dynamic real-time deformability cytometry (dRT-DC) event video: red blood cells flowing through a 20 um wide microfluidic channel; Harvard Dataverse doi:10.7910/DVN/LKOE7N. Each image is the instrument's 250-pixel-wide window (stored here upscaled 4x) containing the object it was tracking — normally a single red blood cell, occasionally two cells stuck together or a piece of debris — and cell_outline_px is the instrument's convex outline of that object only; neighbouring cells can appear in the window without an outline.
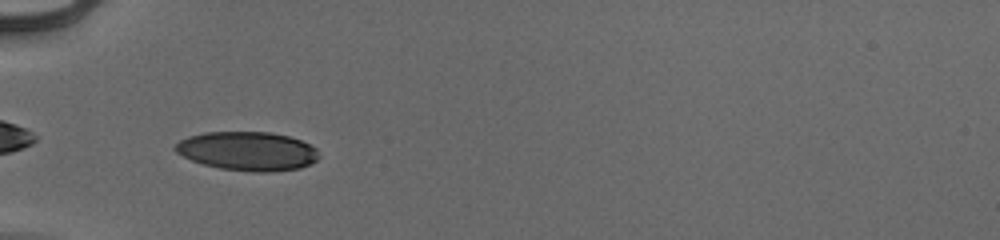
{"species": "human", "species_latin": "Homo sapiens", "temperature_condition": "cold", "stored_images_in_passage": 36, "camera_frame_rate_fps": 3000, "um_per_image_px": 0.085, "donor": {"sex": "male"}, "frame": {"image": 1, "passage_image": 2, "time_ms": 0.333, "image_size_px": [1000, 240], "cell_outline_px": [[320, 156], [316, 160], [300, 168], [272, 172], [256, 172], [220, 168], [204, 164], [192, 160], [176, 152], [172, 148], [180, 140], [188, 136], [204, 132], [268, 132], [288, 136], [300, 140], [316, 148]], "centroid_in_image_um": [21.03, 12.84], "position_along_channel_um": 64.0, "area_um2": 32.43}}
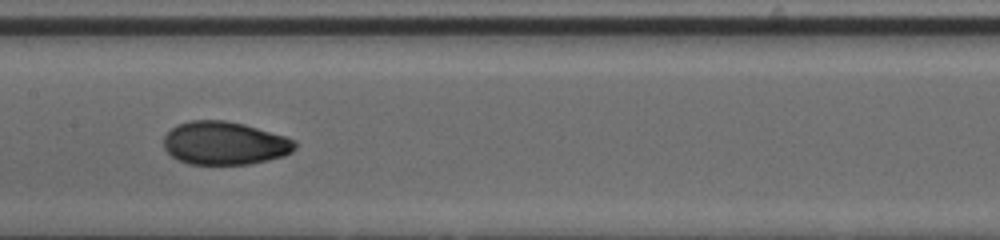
{"frame": {"image": 2, "passage_image": 12, "time_ms": 3.667, "image_size_px": [1000, 240], "cell_outline_px": [[296, 148], [292, 152], [284, 156], [268, 160], [248, 164], [188, 164], [172, 156], [164, 148], [164, 136], [176, 124], [192, 120], [224, 120], [244, 124], [284, 136], [296, 140]], "centroid_in_image_um": [19.1, 12.17], "position_along_channel_um": 188.3, "area_um2": 33.0}}
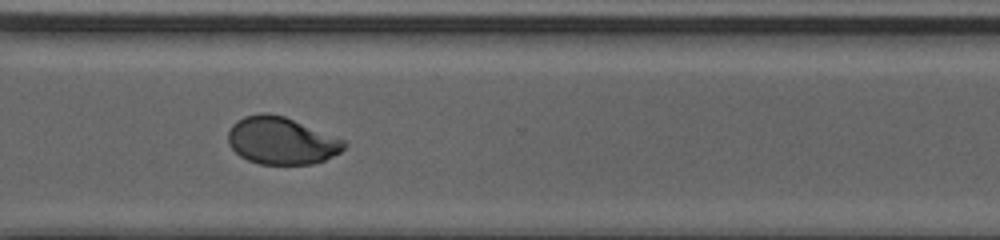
{"frame": {"image": 3, "passage_image": 24, "time_ms": 7.667, "image_size_px": [1000, 240], "cell_outline_px": [[348, 144], [340, 152], [324, 160], [312, 164], [260, 164], [248, 160], [240, 156], [228, 144], [228, 132], [232, 124], [236, 120], [244, 116], [260, 112], [268, 112], [284, 116], [344, 140]], "centroid_in_image_um": [23.89, 11.95], "position_along_channel_um": 346.7, "area_um2": 31.96}, "authors_computed_cell_mechanics": {"area_um2": 32.3969, "velocity_mm_per_s": 3.9539, "shape_relaxation_time_tau1_ms": 4.6517, "shape_relaxation_time_tau2_ms": 1.1698, "deformation_change_tau1": 0.16, "deformation_change_tau2": 0.0459}}